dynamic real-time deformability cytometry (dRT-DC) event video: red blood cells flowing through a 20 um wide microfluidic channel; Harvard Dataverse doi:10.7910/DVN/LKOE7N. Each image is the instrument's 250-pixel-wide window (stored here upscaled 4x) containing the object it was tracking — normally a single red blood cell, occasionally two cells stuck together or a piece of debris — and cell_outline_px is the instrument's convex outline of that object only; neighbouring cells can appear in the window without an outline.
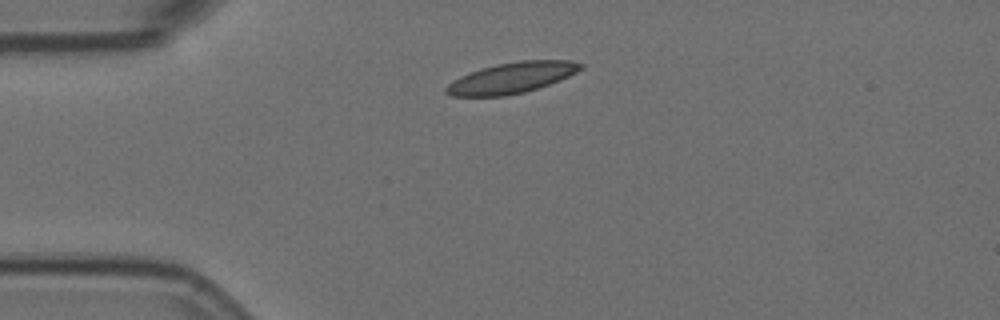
{"species": "Egyptian fruit bat (a non-hibernating species)", "species_latin": "Rousettus aegyptiacus", "temperature_condition": "room temperature", "stored_images_in_passage": 11, "camera_frame_rate_fps": 3000, "um_per_image_px": 0.085, "animal": {"sex": "female"}, "frame": {"image": 1, "passage_image": 1, "time_ms": 0.0, "image_size_px": [1000, 320], "cell_outline_px": [[584, 68], [560, 80], [524, 92], [504, 96], [452, 96], [444, 92], [444, 88], [448, 84], [460, 76], [480, 68], [496, 64], [520, 60], [572, 60], [584, 64]], "centroid_in_image_um": [43.49, 6.6], "position_along_channel_um": 41.5, "area_um2": 24.16}}
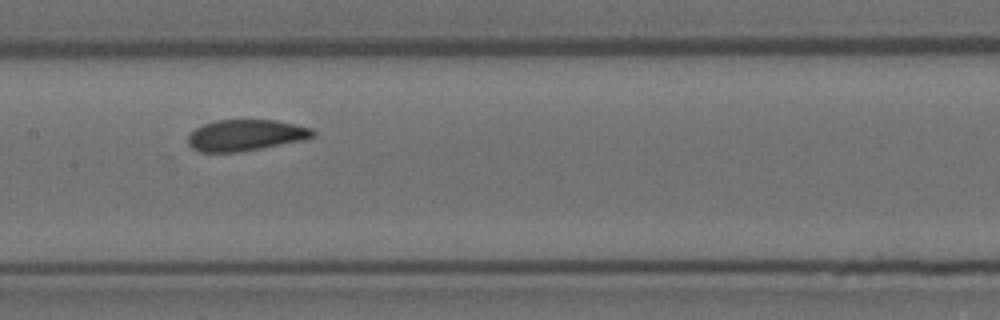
{"frame": {"image": 2, "passage_image": 5, "time_ms": 1.333, "image_size_px": [1000, 320], "cell_outline_px": [[316, 132], [312, 136], [304, 140], [260, 148], [236, 152], [200, 152], [192, 148], [188, 144], [188, 136], [196, 128], [204, 124], [216, 120], [276, 120], [312, 128]], "centroid_in_image_um": [20.87, 11.49], "position_along_channel_um": 186.5, "area_um2": 22.54}}
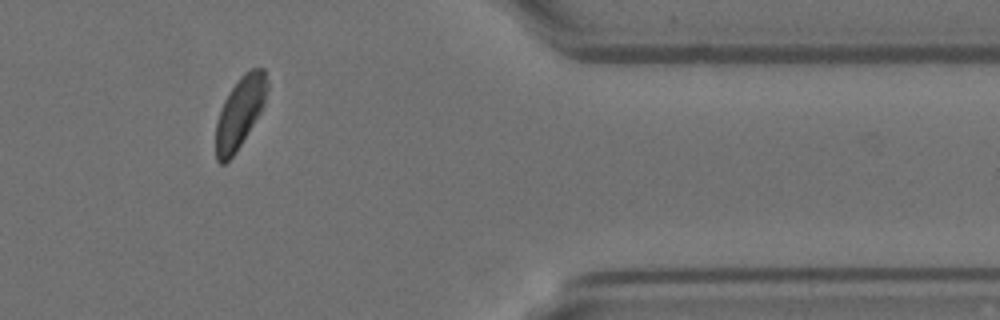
{"frame": {"image": 3, "passage_image": 10, "time_ms": 3.0, "image_size_px": [1000, 320], "cell_outline_px": [[268, 88], [264, 104], [260, 112], [236, 152], [224, 164], [220, 164], [216, 160], [216, 124], [224, 100], [228, 92], [240, 76], [244, 72], [252, 68], [264, 68], [268, 80]], "centroid_in_image_um": [20.4, 9.52], "position_along_channel_um": 391.0, "area_um2": 21.15}}